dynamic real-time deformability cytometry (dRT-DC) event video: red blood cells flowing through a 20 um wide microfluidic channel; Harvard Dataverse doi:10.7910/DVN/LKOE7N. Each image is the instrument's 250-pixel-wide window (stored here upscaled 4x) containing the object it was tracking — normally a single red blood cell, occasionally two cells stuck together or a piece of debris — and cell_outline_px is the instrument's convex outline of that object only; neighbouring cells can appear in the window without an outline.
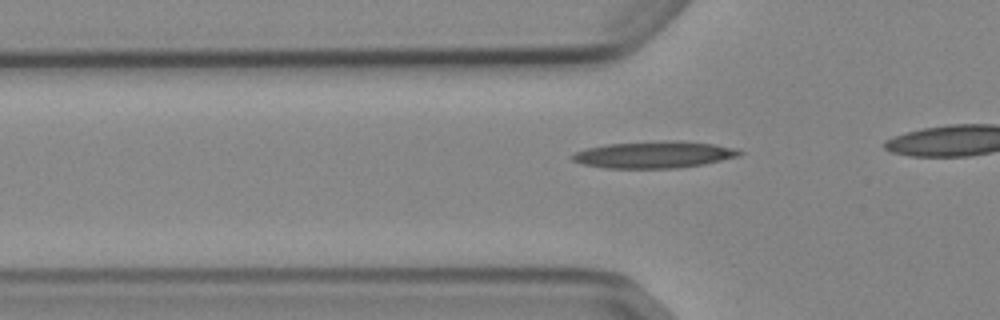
{"species": "Egyptian fruit bat (a non-hibernating species)", "species_latin": "Rousettus aegyptiacus", "temperature_condition": "cold", "stored_images_in_passage": 22, "camera_frame_rate_fps": 3000, "um_per_image_px": 0.085, "animal": {"sex": "female"}, "frame": {"image": 1, "passage_image": 13, "time_ms": 4.0, "image_size_px": [1000, 320], "cell_outline_px": [[744, 152], [740, 156], [704, 164], [676, 168], [604, 168], [584, 164], [572, 160], [568, 156], [576, 152], [588, 148], [608, 144], [664, 140], [680, 140], [716, 144], [740, 148]], "centroid_in_image_um": [55.67, 13.13], "position_along_channel_um": 70.1, "area_um2": 26.41}}
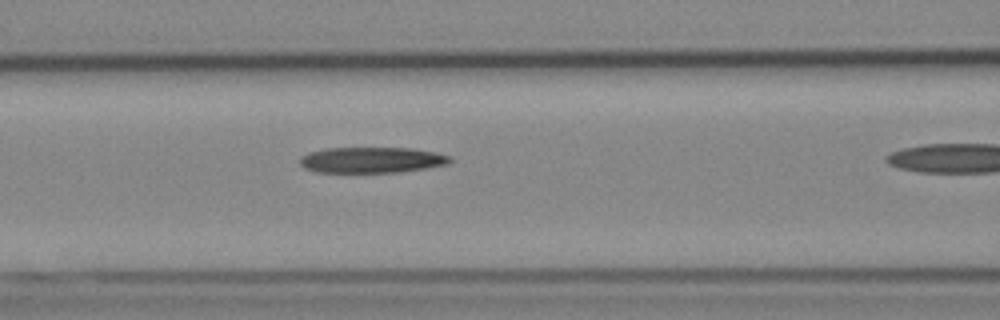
{"frame": {"image": 2, "passage_image": 18, "time_ms": 5.667, "image_size_px": [1000, 320], "cell_outline_px": [[452, 160], [448, 164], [424, 168], [396, 172], [316, 172], [304, 168], [300, 164], [300, 156], [308, 152], [328, 148], [412, 148], [436, 152], [452, 156]], "centroid_in_image_um": [31.59, 13.59], "position_along_channel_um": 135.0, "area_um2": 22.6}}